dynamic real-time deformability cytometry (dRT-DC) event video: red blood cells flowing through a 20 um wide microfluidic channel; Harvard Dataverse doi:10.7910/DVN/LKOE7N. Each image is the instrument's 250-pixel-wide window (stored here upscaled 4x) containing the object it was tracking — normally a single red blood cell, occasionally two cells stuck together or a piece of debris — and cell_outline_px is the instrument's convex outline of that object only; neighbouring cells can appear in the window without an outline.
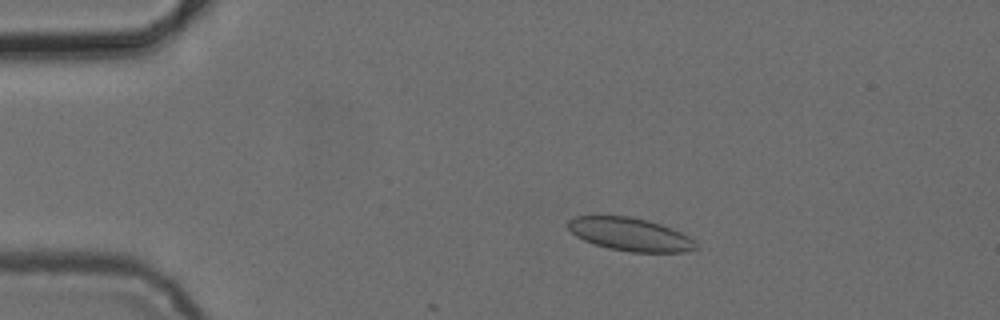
{"species": "common noctule bat (a hibernating species)", "species_latin": "Nyctalus noctula", "temperature_condition": "cold", "stored_images_in_passage": 6, "camera_frame_rate_fps": 3000, "um_per_image_px": 0.085, "animal": {"sex": "female", "body_mass_g": 24.6, "forearm_length_mm": 56.2}, "frame": {"image": 1, "passage_image": 3, "time_ms": 3.333, "image_size_px": [1000, 320], "cell_outline_px": [[696, 248], [684, 252], [632, 252], [608, 248], [584, 240], [576, 236], [568, 228], [568, 220], [576, 216], [628, 216], [648, 220], [672, 228], [688, 236], [696, 244]], "centroid_in_image_um": [53.54, 19.91], "position_along_channel_um": 31.5, "area_um2": 24.39}}
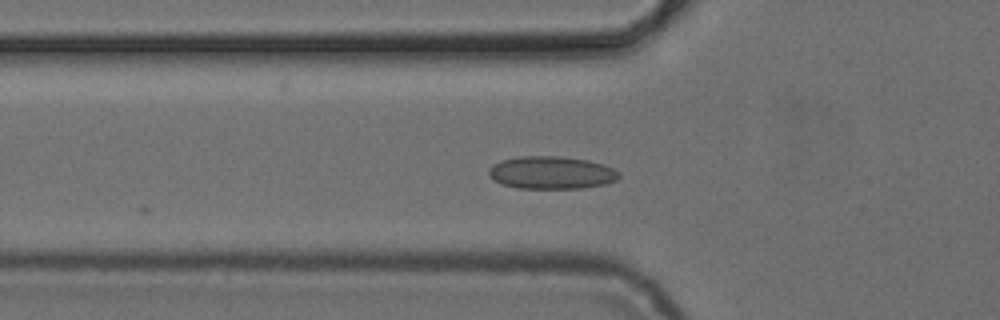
{"frame": {"image": 2, "passage_image": 5, "time_ms": 6.0, "image_size_px": [1000, 320], "cell_outline_px": [[620, 176], [616, 180], [604, 184], [580, 188], [516, 188], [504, 184], [488, 176], [488, 168], [500, 160], [520, 156], [560, 156], [588, 160], [604, 164], [620, 172]], "centroid_in_image_um": [46.87, 14.66], "position_along_channel_um": 78.9, "area_um2": 24.8}}
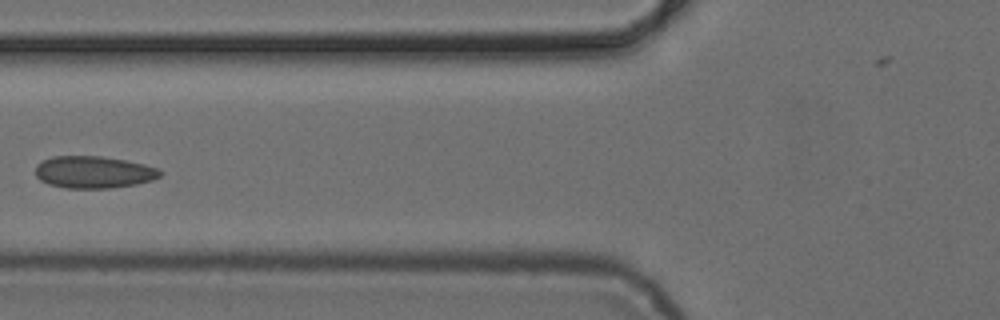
{"frame": {"image": 3, "passage_image": 6, "time_ms": 7.0, "image_size_px": [1000, 320], "cell_outline_px": [[164, 172], [160, 176], [152, 180], [136, 184], [108, 188], [64, 188], [48, 184], [40, 180], [36, 176], [36, 164], [52, 156], [100, 156], [124, 160], [144, 164], [156, 168]], "centroid_in_image_um": [7.94, 14.63], "position_along_channel_um": 117.9, "area_um2": 23.29}}